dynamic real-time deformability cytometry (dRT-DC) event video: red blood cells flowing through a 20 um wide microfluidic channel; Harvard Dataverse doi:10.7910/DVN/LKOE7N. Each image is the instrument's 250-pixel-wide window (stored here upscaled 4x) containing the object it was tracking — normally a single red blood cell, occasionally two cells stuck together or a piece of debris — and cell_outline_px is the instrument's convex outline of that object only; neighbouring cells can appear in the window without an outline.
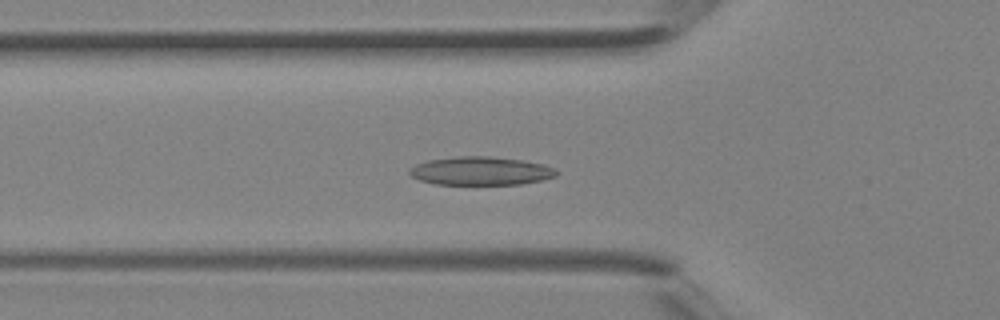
{"species": "Egyptian fruit bat (a non-hibernating species)", "species_latin": "Rousettus aegyptiacus", "temperature_condition": "room temperature", "stored_images_in_passage": 40, "camera_frame_rate_fps": 3000, "um_per_image_px": 0.085, "animal": {"sex": "female"}, "frame": {"image": 1, "passage_image": 14, "time_ms": 4.333, "image_size_px": [1000, 320], "cell_outline_px": [[560, 172], [556, 176], [540, 180], [520, 184], [436, 184], [420, 180], [412, 176], [408, 172], [416, 164], [428, 160], [456, 156], [488, 156], [520, 160], [540, 164], [552, 168]], "centroid_in_image_um": [40.84, 14.53], "position_along_channel_um": 85.0, "area_um2": 23.99}}
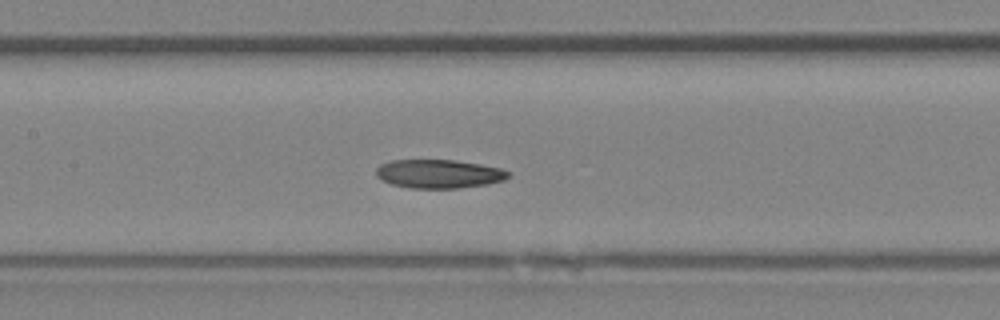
{"frame": {"image": 2, "passage_image": 19, "time_ms": 6.0, "image_size_px": [1000, 320], "cell_outline_px": [[512, 176], [504, 180], [488, 184], [460, 188], [412, 188], [392, 184], [376, 176], [376, 168], [380, 164], [392, 160], [456, 160], [480, 164], [500, 168], [508, 172]], "centroid_in_image_um": [37.32, 14.77], "position_along_channel_um": 170.1, "area_um2": 22.08}}
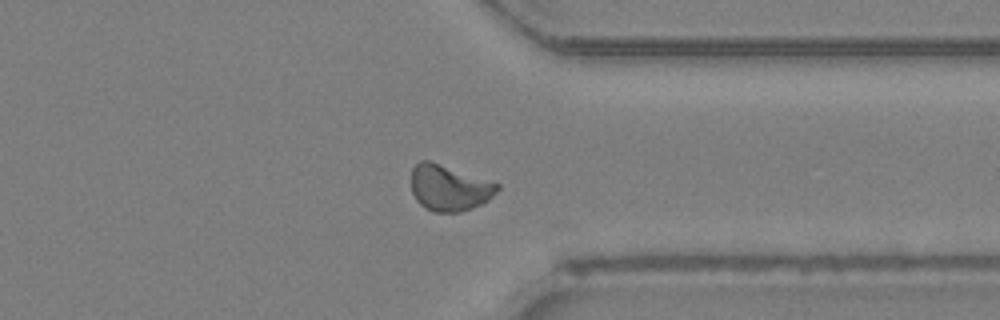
{"frame": {"image": 3, "passage_image": 31, "time_ms": 10.0, "image_size_px": [1000, 320], "cell_outline_px": [[500, 188], [488, 200], [472, 208], [460, 212], [432, 212], [424, 208], [416, 200], [412, 192], [412, 168], [420, 160], [432, 160], [500, 184]], "centroid_in_image_um": [38.17, 15.96], "position_along_channel_um": 373.2, "area_um2": 23.24}}